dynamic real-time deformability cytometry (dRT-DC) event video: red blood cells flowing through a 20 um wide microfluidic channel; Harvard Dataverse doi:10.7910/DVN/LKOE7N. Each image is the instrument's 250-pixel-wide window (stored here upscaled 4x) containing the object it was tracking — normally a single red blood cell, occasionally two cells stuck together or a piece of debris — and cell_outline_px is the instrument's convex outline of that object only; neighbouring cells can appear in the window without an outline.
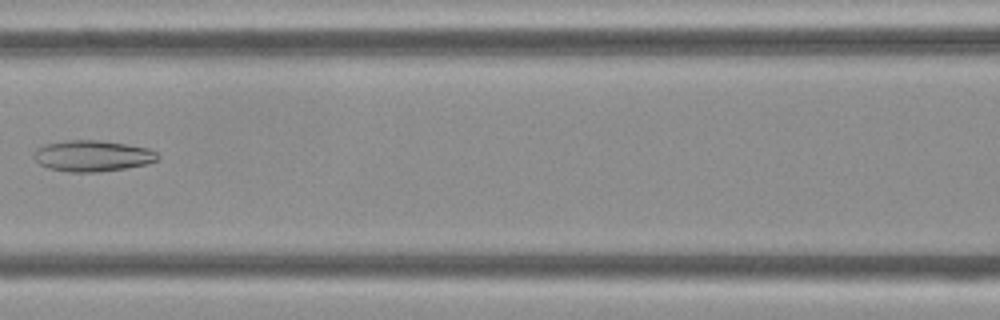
{"species": "Egyptian fruit bat (a non-hibernating species)", "species_latin": "Rousettus aegyptiacus", "temperature_condition": "cold", "stored_images_in_passage": 6, "camera_frame_rate_fps": 3000, "um_per_image_px": 0.085, "frame": {"image": 1, "passage_image": 5, "time_ms": 1.333, "image_size_px": [1000, 320], "cell_outline_px": [[160, 156], [156, 160], [148, 164], [100, 172], [68, 172], [48, 168], [40, 164], [32, 156], [36, 148], [44, 144], [64, 140], [100, 140], [128, 144], [148, 148], [156, 152]], "centroid_in_image_um": [7.84, 13.24], "position_along_channel_um": 158.8, "area_um2": 22.66}}